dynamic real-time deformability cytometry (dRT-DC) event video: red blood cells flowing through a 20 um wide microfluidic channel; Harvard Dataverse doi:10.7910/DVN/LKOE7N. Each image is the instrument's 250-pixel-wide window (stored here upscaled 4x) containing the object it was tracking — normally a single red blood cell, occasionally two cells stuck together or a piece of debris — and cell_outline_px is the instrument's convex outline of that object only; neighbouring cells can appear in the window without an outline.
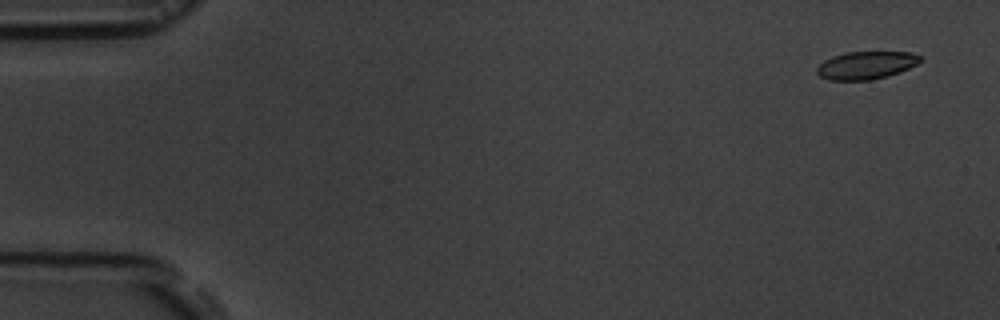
{"species": "common noctule bat (a hibernating species)", "species_latin": "Nyctalus noctula", "temperature_condition": "room temperature", "stored_images_in_passage": 5, "camera_frame_rate_fps": 3000, "um_per_image_px": 0.085, "animal": {"sex": "male", "body_mass_g": 19.5, "forearm_length_mm": 54.6}, "frame": {"image": 1, "passage_image": 1, "time_ms": 0.0, "image_size_px": [1000, 320], "cell_outline_px": [[920, 60], [916, 64], [900, 72], [888, 76], [868, 80], [828, 80], [820, 76], [816, 72], [816, 68], [824, 60], [832, 56], [848, 52], [912, 52], [920, 56]], "centroid_in_image_um": [73.59, 5.55], "position_along_channel_um": 11.4, "area_um2": 16.65}}
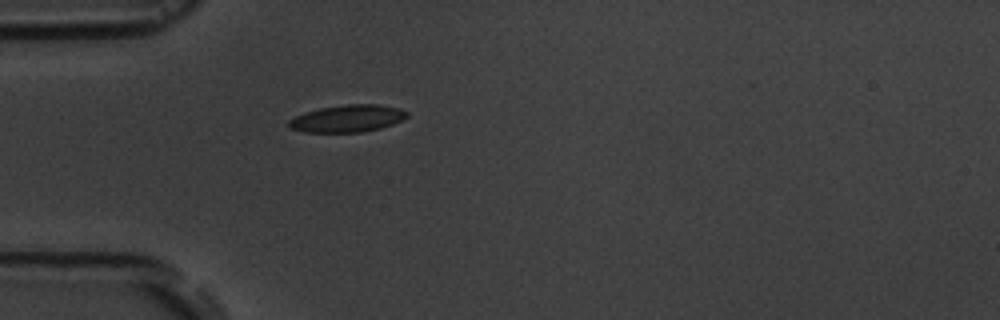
{"frame": {"image": 2, "passage_image": 5, "time_ms": 4.667, "image_size_px": [1000, 320], "cell_outline_px": [[408, 116], [392, 124], [380, 128], [360, 132], [304, 132], [288, 128], [288, 120], [304, 112], [320, 108], [348, 104], [380, 104], [400, 108], [408, 112]], "centroid_in_image_um": [29.51, 10.07], "position_along_channel_um": 55.5, "area_um2": 18.73}}